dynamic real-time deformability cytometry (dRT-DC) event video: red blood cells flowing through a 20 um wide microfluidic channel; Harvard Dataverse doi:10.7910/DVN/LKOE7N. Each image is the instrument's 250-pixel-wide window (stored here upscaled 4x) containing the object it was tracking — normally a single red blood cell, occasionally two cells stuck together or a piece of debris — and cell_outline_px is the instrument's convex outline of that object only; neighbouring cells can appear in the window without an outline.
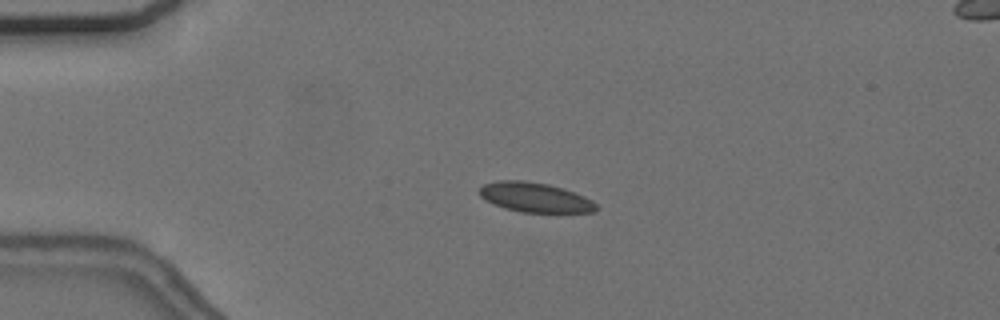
{"species": "common noctule bat (a hibernating species)", "species_latin": "Nyctalus noctula", "temperature_condition": "cold", "stored_images_in_passage": 56, "camera_frame_rate_fps": 3000, "um_per_image_px": 0.085, "animal": {"sex": "female", "body_mass_g": 24.6, "forearm_length_mm": 56.2}, "frame": {"image": 1, "passage_image": 13, "time_ms": 4.0, "image_size_px": [1000, 320], "cell_outline_px": [[596, 208], [592, 212], [520, 212], [504, 208], [480, 196], [476, 192], [484, 184], [500, 180], [520, 180], [548, 184], [584, 196], [592, 200], [596, 204]], "centroid_in_image_um": [45.43, 16.77], "position_along_channel_um": 39.6, "area_um2": 19.83}}
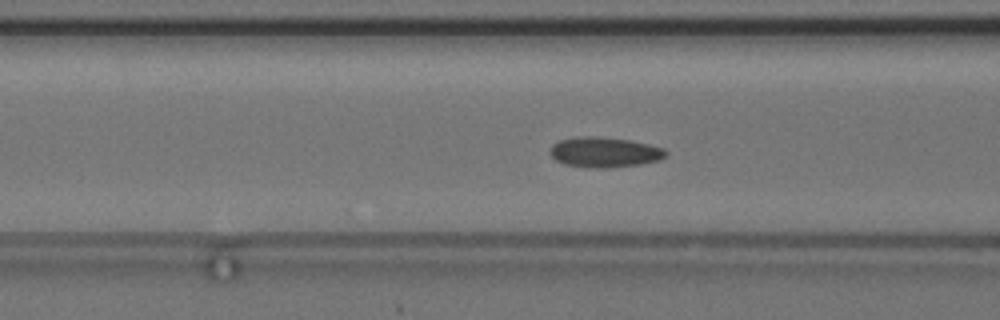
{"frame": {"image": 2, "passage_image": 22, "time_ms": 7.0, "image_size_px": [1000, 320], "cell_outline_px": [[668, 152], [660, 160], [640, 164], [608, 168], [588, 168], [564, 164], [556, 160], [548, 152], [552, 144], [560, 140], [576, 136], [596, 136], [628, 140], [648, 144], [664, 148]], "centroid_in_image_um": [51.35, 12.94], "position_along_channel_um": 115.3, "area_um2": 20.52}}
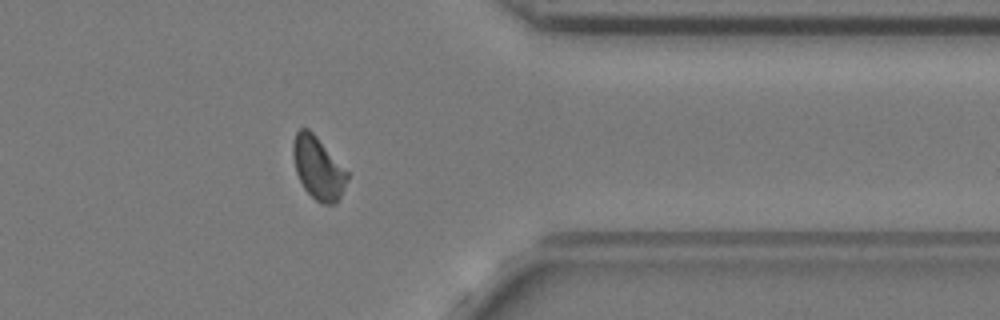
{"frame": {"image": 3, "passage_image": 45, "time_ms": 14.667, "image_size_px": [1000, 320], "cell_outline_px": [[348, 176], [344, 188], [336, 204], [320, 204], [304, 188], [296, 172], [292, 156], [292, 144], [296, 132], [300, 128], [308, 128], [316, 136], [348, 172]], "centroid_in_image_um": [27.02, 14.28], "position_along_channel_um": 384.4, "area_um2": 19.59}, "authors_computed_cell_mechanics": {"area_um2": 19.7098, "velocity_mm_per_s": 3.6596, "shape_relaxation_time_tau1_ms": null, "shape_relaxation_time_tau2_ms": 1.5243, "deformation_change_tau1": null, "deformation_change_tau2": 0.0765}}